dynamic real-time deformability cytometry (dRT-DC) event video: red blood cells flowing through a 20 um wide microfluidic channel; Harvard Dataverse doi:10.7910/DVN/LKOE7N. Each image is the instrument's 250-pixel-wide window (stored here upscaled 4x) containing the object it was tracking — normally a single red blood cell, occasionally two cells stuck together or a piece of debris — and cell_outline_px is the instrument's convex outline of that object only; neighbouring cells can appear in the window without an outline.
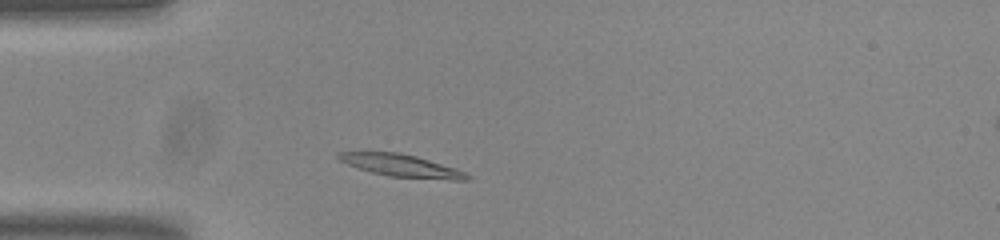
{"species": "common noctule bat (a hibernating species)", "species_latin": "Nyctalus noctula", "temperature_condition": "room temperature", "stored_images_in_passage": 41, "camera_frame_rate_fps": 3000, "um_per_image_px": 0.085, "animal": {"sex": "male", "body_mass_g": 20.0, "forearm_length_mm": 53.3}, "frame": {"image": 1, "passage_image": 2, "time_ms": 0.333, "image_size_px": [1000, 240], "cell_outline_px": [[472, 180], [448, 180], [388, 176], [372, 172], [348, 164], [340, 160], [336, 156], [336, 152], [400, 152], [416, 156], [456, 168], [472, 176]], "centroid_in_image_um": [34.17, 14.08], "position_along_channel_um": 50.8, "area_um2": 16.76}}
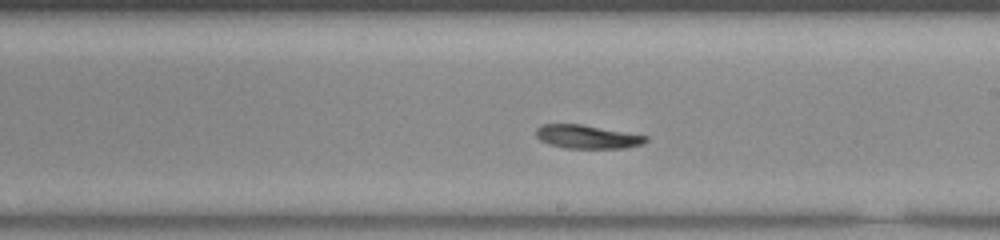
{"frame": {"image": 2, "passage_image": 18, "time_ms": 5.667, "image_size_px": [1000, 240], "cell_outline_px": [[648, 140], [640, 144], [624, 148], [564, 148], [548, 144], [540, 140], [536, 136], [536, 128], [540, 124], [580, 124], [648, 136]], "centroid_in_image_um": [49.86, 11.62], "position_along_channel_um": 239.1, "area_um2": 14.97}}
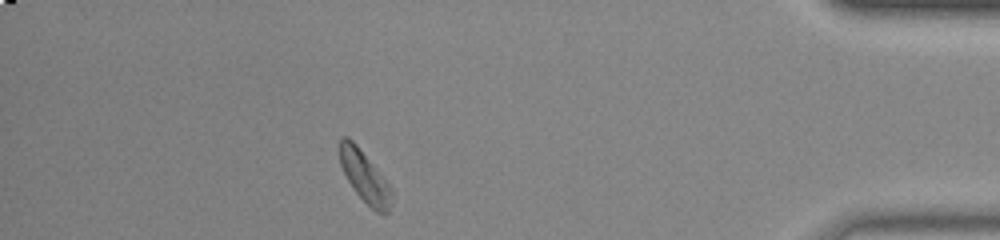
{"frame": {"image": 3, "passage_image": 35, "time_ms": 11.333, "image_size_px": [1000, 240], "cell_outline_px": [[392, 204], [388, 212], [384, 216], [376, 212], [352, 188], [340, 164], [340, 140], [344, 136], [348, 136], [356, 144], [392, 188]], "centroid_in_image_um": [31.02, 15.06], "position_along_channel_um": 404.2, "area_um2": 15.32}, "authors_computed_cell_mechanics": {"area_um2": 15.606, "velocity_mm_per_s": 3.7424, "shape_relaxation_time_tau1_ms": 5.7164, "shape_relaxation_time_tau2_ms": null, "deformation_change_tau1": 0.1677, "deformation_change_tau2": null}}